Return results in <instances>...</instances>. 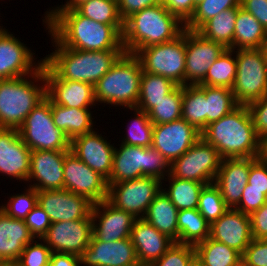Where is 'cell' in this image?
Wrapping results in <instances>:
<instances>
[{
	"label": "cell",
	"mask_w": 267,
	"mask_h": 266,
	"mask_svg": "<svg viewBox=\"0 0 267 266\" xmlns=\"http://www.w3.org/2000/svg\"><path fill=\"white\" fill-rule=\"evenodd\" d=\"M46 30L64 47L84 51L124 50L122 35L112 26L81 15L76 9H49Z\"/></svg>",
	"instance_id": "1"
},
{
	"label": "cell",
	"mask_w": 267,
	"mask_h": 266,
	"mask_svg": "<svg viewBox=\"0 0 267 266\" xmlns=\"http://www.w3.org/2000/svg\"><path fill=\"white\" fill-rule=\"evenodd\" d=\"M201 137L223 159L261 156L262 140L256 134L247 105H238L229 114L208 124Z\"/></svg>",
	"instance_id": "2"
},
{
	"label": "cell",
	"mask_w": 267,
	"mask_h": 266,
	"mask_svg": "<svg viewBox=\"0 0 267 266\" xmlns=\"http://www.w3.org/2000/svg\"><path fill=\"white\" fill-rule=\"evenodd\" d=\"M54 51L44 63L60 78L95 85L112 67L124 50L84 51L62 46L49 32Z\"/></svg>",
	"instance_id": "3"
},
{
	"label": "cell",
	"mask_w": 267,
	"mask_h": 266,
	"mask_svg": "<svg viewBox=\"0 0 267 266\" xmlns=\"http://www.w3.org/2000/svg\"><path fill=\"white\" fill-rule=\"evenodd\" d=\"M184 30L185 24L162 3L144 8L124 21L122 34L124 52L134 54L138 49L170 42Z\"/></svg>",
	"instance_id": "4"
},
{
	"label": "cell",
	"mask_w": 267,
	"mask_h": 266,
	"mask_svg": "<svg viewBox=\"0 0 267 266\" xmlns=\"http://www.w3.org/2000/svg\"><path fill=\"white\" fill-rule=\"evenodd\" d=\"M45 97L44 63L32 75L0 80V128L19 129Z\"/></svg>",
	"instance_id": "5"
},
{
	"label": "cell",
	"mask_w": 267,
	"mask_h": 266,
	"mask_svg": "<svg viewBox=\"0 0 267 266\" xmlns=\"http://www.w3.org/2000/svg\"><path fill=\"white\" fill-rule=\"evenodd\" d=\"M141 76L142 66L138 58L134 54L124 52L94 85L97 104L136 107Z\"/></svg>",
	"instance_id": "6"
},
{
	"label": "cell",
	"mask_w": 267,
	"mask_h": 266,
	"mask_svg": "<svg viewBox=\"0 0 267 266\" xmlns=\"http://www.w3.org/2000/svg\"><path fill=\"white\" fill-rule=\"evenodd\" d=\"M170 174V163L155 148L120 144L114 147L113 163L107 184L111 185L141 177H153L163 182Z\"/></svg>",
	"instance_id": "7"
},
{
	"label": "cell",
	"mask_w": 267,
	"mask_h": 266,
	"mask_svg": "<svg viewBox=\"0 0 267 266\" xmlns=\"http://www.w3.org/2000/svg\"><path fill=\"white\" fill-rule=\"evenodd\" d=\"M237 72L232 92L238 105H248L267 94V60L263 48L237 49Z\"/></svg>",
	"instance_id": "8"
},
{
	"label": "cell",
	"mask_w": 267,
	"mask_h": 266,
	"mask_svg": "<svg viewBox=\"0 0 267 266\" xmlns=\"http://www.w3.org/2000/svg\"><path fill=\"white\" fill-rule=\"evenodd\" d=\"M18 132L31 151L70 150L71 140L54 124L47 97L27 115Z\"/></svg>",
	"instance_id": "9"
},
{
	"label": "cell",
	"mask_w": 267,
	"mask_h": 266,
	"mask_svg": "<svg viewBox=\"0 0 267 266\" xmlns=\"http://www.w3.org/2000/svg\"><path fill=\"white\" fill-rule=\"evenodd\" d=\"M134 55L142 71L158 74L185 86V30L176 39L138 49Z\"/></svg>",
	"instance_id": "10"
},
{
	"label": "cell",
	"mask_w": 267,
	"mask_h": 266,
	"mask_svg": "<svg viewBox=\"0 0 267 266\" xmlns=\"http://www.w3.org/2000/svg\"><path fill=\"white\" fill-rule=\"evenodd\" d=\"M222 159L219 152L201 137L170 164V174L183 180L211 184L216 178Z\"/></svg>",
	"instance_id": "11"
},
{
	"label": "cell",
	"mask_w": 267,
	"mask_h": 266,
	"mask_svg": "<svg viewBox=\"0 0 267 266\" xmlns=\"http://www.w3.org/2000/svg\"><path fill=\"white\" fill-rule=\"evenodd\" d=\"M161 190L162 181L144 176L108 185L107 201L137 219L143 218L149 205Z\"/></svg>",
	"instance_id": "12"
},
{
	"label": "cell",
	"mask_w": 267,
	"mask_h": 266,
	"mask_svg": "<svg viewBox=\"0 0 267 266\" xmlns=\"http://www.w3.org/2000/svg\"><path fill=\"white\" fill-rule=\"evenodd\" d=\"M64 189L85 196L93 203L107 200V180L89 168L71 150L65 151Z\"/></svg>",
	"instance_id": "13"
},
{
	"label": "cell",
	"mask_w": 267,
	"mask_h": 266,
	"mask_svg": "<svg viewBox=\"0 0 267 266\" xmlns=\"http://www.w3.org/2000/svg\"><path fill=\"white\" fill-rule=\"evenodd\" d=\"M25 45L0 26V80L32 75L42 67L44 59L35 62V53Z\"/></svg>",
	"instance_id": "14"
},
{
	"label": "cell",
	"mask_w": 267,
	"mask_h": 266,
	"mask_svg": "<svg viewBox=\"0 0 267 266\" xmlns=\"http://www.w3.org/2000/svg\"><path fill=\"white\" fill-rule=\"evenodd\" d=\"M225 49L222 44L204 38L197 31L185 29V85H199Z\"/></svg>",
	"instance_id": "15"
},
{
	"label": "cell",
	"mask_w": 267,
	"mask_h": 266,
	"mask_svg": "<svg viewBox=\"0 0 267 266\" xmlns=\"http://www.w3.org/2000/svg\"><path fill=\"white\" fill-rule=\"evenodd\" d=\"M92 237V219H78L51 223L41 238L51 252L82 256Z\"/></svg>",
	"instance_id": "16"
},
{
	"label": "cell",
	"mask_w": 267,
	"mask_h": 266,
	"mask_svg": "<svg viewBox=\"0 0 267 266\" xmlns=\"http://www.w3.org/2000/svg\"><path fill=\"white\" fill-rule=\"evenodd\" d=\"M200 138L201 132L181 118L170 123L154 125L152 147L171 164Z\"/></svg>",
	"instance_id": "17"
},
{
	"label": "cell",
	"mask_w": 267,
	"mask_h": 266,
	"mask_svg": "<svg viewBox=\"0 0 267 266\" xmlns=\"http://www.w3.org/2000/svg\"><path fill=\"white\" fill-rule=\"evenodd\" d=\"M93 204L87 197L65 189L38 191V205L48 214L51 223L92 219Z\"/></svg>",
	"instance_id": "18"
},
{
	"label": "cell",
	"mask_w": 267,
	"mask_h": 266,
	"mask_svg": "<svg viewBox=\"0 0 267 266\" xmlns=\"http://www.w3.org/2000/svg\"><path fill=\"white\" fill-rule=\"evenodd\" d=\"M44 78L46 97L54 104L68 108H93L95 100L94 85L91 83L60 79L45 63Z\"/></svg>",
	"instance_id": "19"
},
{
	"label": "cell",
	"mask_w": 267,
	"mask_h": 266,
	"mask_svg": "<svg viewBox=\"0 0 267 266\" xmlns=\"http://www.w3.org/2000/svg\"><path fill=\"white\" fill-rule=\"evenodd\" d=\"M80 262L81 266H140L131 238L104 242L93 234Z\"/></svg>",
	"instance_id": "20"
},
{
	"label": "cell",
	"mask_w": 267,
	"mask_h": 266,
	"mask_svg": "<svg viewBox=\"0 0 267 266\" xmlns=\"http://www.w3.org/2000/svg\"><path fill=\"white\" fill-rule=\"evenodd\" d=\"M64 161L65 151H31L29 186L37 191L64 189Z\"/></svg>",
	"instance_id": "21"
},
{
	"label": "cell",
	"mask_w": 267,
	"mask_h": 266,
	"mask_svg": "<svg viewBox=\"0 0 267 266\" xmlns=\"http://www.w3.org/2000/svg\"><path fill=\"white\" fill-rule=\"evenodd\" d=\"M91 216L92 234L104 242L130 238L137 219L132 214L115 208L107 200L94 203Z\"/></svg>",
	"instance_id": "22"
},
{
	"label": "cell",
	"mask_w": 267,
	"mask_h": 266,
	"mask_svg": "<svg viewBox=\"0 0 267 266\" xmlns=\"http://www.w3.org/2000/svg\"><path fill=\"white\" fill-rule=\"evenodd\" d=\"M70 150L89 168L103 176L106 180L110 178L114 144L107 141L105 137L95 130L74 137L70 143Z\"/></svg>",
	"instance_id": "23"
},
{
	"label": "cell",
	"mask_w": 267,
	"mask_h": 266,
	"mask_svg": "<svg viewBox=\"0 0 267 266\" xmlns=\"http://www.w3.org/2000/svg\"><path fill=\"white\" fill-rule=\"evenodd\" d=\"M31 150L23 142L18 129L0 128V173L26 181L30 173Z\"/></svg>",
	"instance_id": "24"
},
{
	"label": "cell",
	"mask_w": 267,
	"mask_h": 266,
	"mask_svg": "<svg viewBox=\"0 0 267 266\" xmlns=\"http://www.w3.org/2000/svg\"><path fill=\"white\" fill-rule=\"evenodd\" d=\"M210 238L243 254L253 240L249 215L229 208L210 225Z\"/></svg>",
	"instance_id": "25"
},
{
	"label": "cell",
	"mask_w": 267,
	"mask_h": 266,
	"mask_svg": "<svg viewBox=\"0 0 267 266\" xmlns=\"http://www.w3.org/2000/svg\"><path fill=\"white\" fill-rule=\"evenodd\" d=\"M250 158H224L214 180L228 208H235L248 184Z\"/></svg>",
	"instance_id": "26"
},
{
	"label": "cell",
	"mask_w": 267,
	"mask_h": 266,
	"mask_svg": "<svg viewBox=\"0 0 267 266\" xmlns=\"http://www.w3.org/2000/svg\"><path fill=\"white\" fill-rule=\"evenodd\" d=\"M130 238L140 266H150L174 243L172 239L159 232L144 218L135 220Z\"/></svg>",
	"instance_id": "27"
},
{
	"label": "cell",
	"mask_w": 267,
	"mask_h": 266,
	"mask_svg": "<svg viewBox=\"0 0 267 266\" xmlns=\"http://www.w3.org/2000/svg\"><path fill=\"white\" fill-rule=\"evenodd\" d=\"M34 239L24 220L12 218L0 209V263H15Z\"/></svg>",
	"instance_id": "28"
},
{
	"label": "cell",
	"mask_w": 267,
	"mask_h": 266,
	"mask_svg": "<svg viewBox=\"0 0 267 266\" xmlns=\"http://www.w3.org/2000/svg\"><path fill=\"white\" fill-rule=\"evenodd\" d=\"M54 124L70 140L74 137L94 131V121L90 108H68L50 101Z\"/></svg>",
	"instance_id": "29"
},
{
	"label": "cell",
	"mask_w": 267,
	"mask_h": 266,
	"mask_svg": "<svg viewBox=\"0 0 267 266\" xmlns=\"http://www.w3.org/2000/svg\"><path fill=\"white\" fill-rule=\"evenodd\" d=\"M179 210L171 202L169 197L161 190L149 205L146 215L143 217L174 242H178L177 217Z\"/></svg>",
	"instance_id": "30"
},
{
	"label": "cell",
	"mask_w": 267,
	"mask_h": 266,
	"mask_svg": "<svg viewBox=\"0 0 267 266\" xmlns=\"http://www.w3.org/2000/svg\"><path fill=\"white\" fill-rule=\"evenodd\" d=\"M267 31L256 18L240 6L237 8L233 46L230 49L263 48Z\"/></svg>",
	"instance_id": "31"
},
{
	"label": "cell",
	"mask_w": 267,
	"mask_h": 266,
	"mask_svg": "<svg viewBox=\"0 0 267 266\" xmlns=\"http://www.w3.org/2000/svg\"><path fill=\"white\" fill-rule=\"evenodd\" d=\"M195 257L203 266H242V254L210 237L196 244Z\"/></svg>",
	"instance_id": "32"
},
{
	"label": "cell",
	"mask_w": 267,
	"mask_h": 266,
	"mask_svg": "<svg viewBox=\"0 0 267 266\" xmlns=\"http://www.w3.org/2000/svg\"><path fill=\"white\" fill-rule=\"evenodd\" d=\"M178 243L195 246L210 237V224L197 208L180 210L177 217Z\"/></svg>",
	"instance_id": "33"
},
{
	"label": "cell",
	"mask_w": 267,
	"mask_h": 266,
	"mask_svg": "<svg viewBox=\"0 0 267 266\" xmlns=\"http://www.w3.org/2000/svg\"><path fill=\"white\" fill-rule=\"evenodd\" d=\"M236 16L237 8L221 11L206 21L197 32L208 40L220 43L225 48H231L233 46Z\"/></svg>",
	"instance_id": "34"
},
{
	"label": "cell",
	"mask_w": 267,
	"mask_h": 266,
	"mask_svg": "<svg viewBox=\"0 0 267 266\" xmlns=\"http://www.w3.org/2000/svg\"><path fill=\"white\" fill-rule=\"evenodd\" d=\"M205 85H185L182 96V119L199 132L206 128Z\"/></svg>",
	"instance_id": "35"
},
{
	"label": "cell",
	"mask_w": 267,
	"mask_h": 266,
	"mask_svg": "<svg viewBox=\"0 0 267 266\" xmlns=\"http://www.w3.org/2000/svg\"><path fill=\"white\" fill-rule=\"evenodd\" d=\"M165 180L169 185L166 184L168 188L162 185V190L179 211L198 208L200 192L207 184L175 178L171 174Z\"/></svg>",
	"instance_id": "36"
},
{
	"label": "cell",
	"mask_w": 267,
	"mask_h": 266,
	"mask_svg": "<svg viewBox=\"0 0 267 266\" xmlns=\"http://www.w3.org/2000/svg\"><path fill=\"white\" fill-rule=\"evenodd\" d=\"M176 86L177 84L164 76L142 71L136 107L148 113L155 106V103L162 100Z\"/></svg>",
	"instance_id": "37"
},
{
	"label": "cell",
	"mask_w": 267,
	"mask_h": 266,
	"mask_svg": "<svg viewBox=\"0 0 267 266\" xmlns=\"http://www.w3.org/2000/svg\"><path fill=\"white\" fill-rule=\"evenodd\" d=\"M236 72V50L226 48L210 66L204 80L200 84L232 89L236 79Z\"/></svg>",
	"instance_id": "38"
},
{
	"label": "cell",
	"mask_w": 267,
	"mask_h": 266,
	"mask_svg": "<svg viewBox=\"0 0 267 266\" xmlns=\"http://www.w3.org/2000/svg\"><path fill=\"white\" fill-rule=\"evenodd\" d=\"M75 9L91 20L112 25L121 35L123 34L124 21L119 15L117 0H87Z\"/></svg>",
	"instance_id": "39"
},
{
	"label": "cell",
	"mask_w": 267,
	"mask_h": 266,
	"mask_svg": "<svg viewBox=\"0 0 267 266\" xmlns=\"http://www.w3.org/2000/svg\"><path fill=\"white\" fill-rule=\"evenodd\" d=\"M206 126L229 114L238 104L232 89L226 87L206 86Z\"/></svg>",
	"instance_id": "40"
},
{
	"label": "cell",
	"mask_w": 267,
	"mask_h": 266,
	"mask_svg": "<svg viewBox=\"0 0 267 266\" xmlns=\"http://www.w3.org/2000/svg\"><path fill=\"white\" fill-rule=\"evenodd\" d=\"M183 86L177 85L147 113L154 125L170 123L182 118Z\"/></svg>",
	"instance_id": "41"
},
{
	"label": "cell",
	"mask_w": 267,
	"mask_h": 266,
	"mask_svg": "<svg viewBox=\"0 0 267 266\" xmlns=\"http://www.w3.org/2000/svg\"><path fill=\"white\" fill-rule=\"evenodd\" d=\"M130 111L134 110V118L128 125V132L121 140L122 144L129 146L151 147L153 139L154 124L148 117V114L138 109L137 107L128 108Z\"/></svg>",
	"instance_id": "42"
},
{
	"label": "cell",
	"mask_w": 267,
	"mask_h": 266,
	"mask_svg": "<svg viewBox=\"0 0 267 266\" xmlns=\"http://www.w3.org/2000/svg\"><path fill=\"white\" fill-rule=\"evenodd\" d=\"M197 209L211 225L229 208L226 206L219 188L214 183H211L202 188Z\"/></svg>",
	"instance_id": "43"
},
{
	"label": "cell",
	"mask_w": 267,
	"mask_h": 266,
	"mask_svg": "<svg viewBox=\"0 0 267 266\" xmlns=\"http://www.w3.org/2000/svg\"><path fill=\"white\" fill-rule=\"evenodd\" d=\"M239 6L240 0H204L196 5L193 15L185 23V29L197 31L206 21L221 11Z\"/></svg>",
	"instance_id": "44"
},
{
	"label": "cell",
	"mask_w": 267,
	"mask_h": 266,
	"mask_svg": "<svg viewBox=\"0 0 267 266\" xmlns=\"http://www.w3.org/2000/svg\"><path fill=\"white\" fill-rule=\"evenodd\" d=\"M9 197L7 205H1L0 209L15 219L25 220L31 210L38 205V191L30 186L24 193H17Z\"/></svg>",
	"instance_id": "45"
},
{
	"label": "cell",
	"mask_w": 267,
	"mask_h": 266,
	"mask_svg": "<svg viewBox=\"0 0 267 266\" xmlns=\"http://www.w3.org/2000/svg\"><path fill=\"white\" fill-rule=\"evenodd\" d=\"M51 253L46 243L36 238L24 247L15 264L17 266H49Z\"/></svg>",
	"instance_id": "46"
},
{
	"label": "cell",
	"mask_w": 267,
	"mask_h": 266,
	"mask_svg": "<svg viewBox=\"0 0 267 266\" xmlns=\"http://www.w3.org/2000/svg\"><path fill=\"white\" fill-rule=\"evenodd\" d=\"M195 258L193 245L174 242L173 245L150 266H188Z\"/></svg>",
	"instance_id": "47"
},
{
	"label": "cell",
	"mask_w": 267,
	"mask_h": 266,
	"mask_svg": "<svg viewBox=\"0 0 267 266\" xmlns=\"http://www.w3.org/2000/svg\"><path fill=\"white\" fill-rule=\"evenodd\" d=\"M242 266H267V239H254L242 254Z\"/></svg>",
	"instance_id": "48"
},
{
	"label": "cell",
	"mask_w": 267,
	"mask_h": 266,
	"mask_svg": "<svg viewBox=\"0 0 267 266\" xmlns=\"http://www.w3.org/2000/svg\"><path fill=\"white\" fill-rule=\"evenodd\" d=\"M257 136L263 140L267 137V94L261 99L247 105Z\"/></svg>",
	"instance_id": "49"
},
{
	"label": "cell",
	"mask_w": 267,
	"mask_h": 266,
	"mask_svg": "<svg viewBox=\"0 0 267 266\" xmlns=\"http://www.w3.org/2000/svg\"><path fill=\"white\" fill-rule=\"evenodd\" d=\"M267 202L266 189L244 188L239 204L234 208L250 215Z\"/></svg>",
	"instance_id": "50"
},
{
	"label": "cell",
	"mask_w": 267,
	"mask_h": 266,
	"mask_svg": "<svg viewBox=\"0 0 267 266\" xmlns=\"http://www.w3.org/2000/svg\"><path fill=\"white\" fill-rule=\"evenodd\" d=\"M24 221L35 239H41L51 225L48 214L39 205L31 210Z\"/></svg>",
	"instance_id": "51"
},
{
	"label": "cell",
	"mask_w": 267,
	"mask_h": 266,
	"mask_svg": "<svg viewBox=\"0 0 267 266\" xmlns=\"http://www.w3.org/2000/svg\"><path fill=\"white\" fill-rule=\"evenodd\" d=\"M245 188L266 189L267 196V162L261 157H250L248 184Z\"/></svg>",
	"instance_id": "52"
},
{
	"label": "cell",
	"mask_w": 267,
	"mask_h": 266,
	"mask_svg": "<svg viewBox=\"0 0 267 266\" xmlns=\"http://www.w3.org/2000/svg\"><path fill=\"white\" fill-rule=\"evenodd\" d=\"M161 3L184 24L191 18L196 8L194 0H161Z\"/></svg>",
	"instance_id": "53"
},
{
	"label": "cell",
	"mask_w": 267,
	"mask_h": 266,
	"mask_svg": "<svg viewBox=\"0 0 267 266\" xmlns=\"http://www.w3.org/2000/svg\"><path fill=\"white\" fill-rule=\"evenodd\" d=\"M251 233L254 239H267V202L250 215Z\"/></svg>",
	"instance_id": "54"
},
{
	"label": "cell",
	"mask_w": 267,
	"mask_h": 266,
	"mask_svg": "<svg viewBox=\"0 0 267 266\" xmlns=\"http://www.w3.org/2000/svg\"><path fill=\"white\" fill-rule=\"evenodd\" d=\"M161 3V0H117L118 12L123 21L133 13Z\"/></svg>",
	"instance_id": "55"
},
{
	"label": "cell",
	"mask_w": 267,
	"mask_h": 266,
	"mask_svg": "<svg viewBox=\"0 0 267 266\" xmlns=\"http://www.w3.org/2000/svg\"><path fill=\"white\" fill-rule=\"evenodd\" d=\"M240 7L252 14L267 31V0H240Z\"/></svg>",
	"instance_id": "56"
},
{
	"label": "cell",
	"mask_w": 267,
	"mask_h": 266,
	"mask_svg": "<svg viewBox=\"0 0 267 266\" xmlns=\"http://www.w3.org/2000/svg\"><path fill=\"white\" fill-rule=\"evenodd\" d=\"M80 257L68 253L52 252L49 266H80Z\"/></svg>",
	"instance_id": "57"
},
{
	"label": "cell",
	"mask_w": 267,
	"mask_h": 266,
	"mask_svg": "<svg viewBox=\"0 0 267 266\" xmlns=\"http://www.w3.org/2000/svg\"><path fill=\"white\" fill-rule=\"evenodd\" d=\"M87 0H66L64 5L53 7V9H75L79 4Z\"/></svg>",
	"instance_id": "58"
},
{
	"label": "cell",
	"mask_w": 267,
	"mask_h": 266,
	"mask_svg": "<svg viewBox=\"0 0 267 266\" xmlns=\"http://www.w3.org/2000/svg\"><path fill=\"white\" fill-rule=\"evenodd\" d=\"M260 157L267 162V137L262 140Z\"/></svg>",
	"instance_id": "59"
},
{
	"label": "cell",
	"mask_w": 267,
	"mask_h": 266,
	"mask_svg": "<svg viewBox=\"0 0 267 266\" xmlns=\"http://www.w3.org/2000/svg\"><path fill=\"white\" fill-rule=\"evenodd\" d=\"M188 266H203L195 257Z\"/></svg>",
	"instance_id": "60"
},
{
	"label": "cell",
	"mask_w": 267,
	"mask_h": 266,
	"mask_svg": "<svg viewBox=\"0 0 267 266\" xmlns=\"http://www.w3.org/2000/svg\"><path fill=\"white\" fill-rule=\"evenodd\" d=\"M263 50H264V53H265V56H266V60H267V39L263 45Z\"/></svg>",
	"instance_id": "61"
},
{
	"label": "cell",
	"mask_w": 267,
	"mask_h": 266,
	"mask_svg": "<svg viewBox=\"0 0 267 266\" xmlns=\"http://www.w3.org/2000/svg\"><path fill=\"white\" fill-rule=\"evenodd\" d=\"M0 266H17L15 263H0Z\"/></svg>",
	"instance_id": "62"
},
{
	"label": "cell",
	"mask_w": 267,
	"mask_h": 266,
	"mask_svg": "<svg viewBox=\"0 0 267 266\" xmlns=\"http://www.w3.org/2000/svg\"><path fill=\"white\" fill-rule=\"evenodd\" d=\"M202 1H204V0H194V4H195V6H196L197 4H199L200 2H202Z\"/></svg>",
	"instance_id": "63"
}]
</instances>
